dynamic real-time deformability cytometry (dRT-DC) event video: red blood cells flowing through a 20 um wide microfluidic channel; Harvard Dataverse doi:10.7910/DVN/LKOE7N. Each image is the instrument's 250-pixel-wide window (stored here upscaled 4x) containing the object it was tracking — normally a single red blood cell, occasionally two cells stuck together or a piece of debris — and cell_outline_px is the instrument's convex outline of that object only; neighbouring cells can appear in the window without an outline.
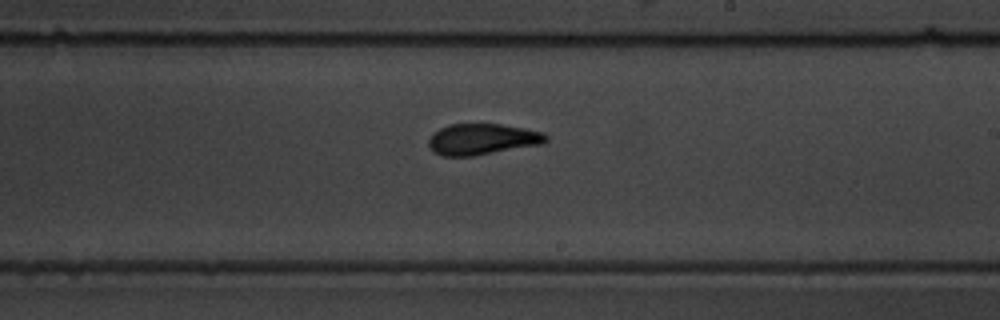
{"species": "common noctule bat (a hibernating species)", "species_latin": "Nyctalus noctula", "temperature_condition": "warm", "stored_images_in_passage": 11, "segment_of_instrument_passage": [2, 2], "camera_frame_rate_fps": 3000, "um_per_image_px": 0.085, "animal": {"sex": "male", "body_mass_g": 19.5, "forearm_length_mm": 54.6}, "frame": {"image": 1, "passage_image": 11, "time_ms": 12.667, "image_size_px": [1000, 320], "cell_outline_px": [[548, 140], [540, 144], [472, 156], [440, 156], [432, 152], [428, 144], [428, 140], [432, 132], [448, 124], [500, 124], [524, 128], [544, 132], [548, 136]], "centroid_in_image_um": [40.94, 11.83], "position_along_channel_um": 248.1, "area_um2": 21.33}}